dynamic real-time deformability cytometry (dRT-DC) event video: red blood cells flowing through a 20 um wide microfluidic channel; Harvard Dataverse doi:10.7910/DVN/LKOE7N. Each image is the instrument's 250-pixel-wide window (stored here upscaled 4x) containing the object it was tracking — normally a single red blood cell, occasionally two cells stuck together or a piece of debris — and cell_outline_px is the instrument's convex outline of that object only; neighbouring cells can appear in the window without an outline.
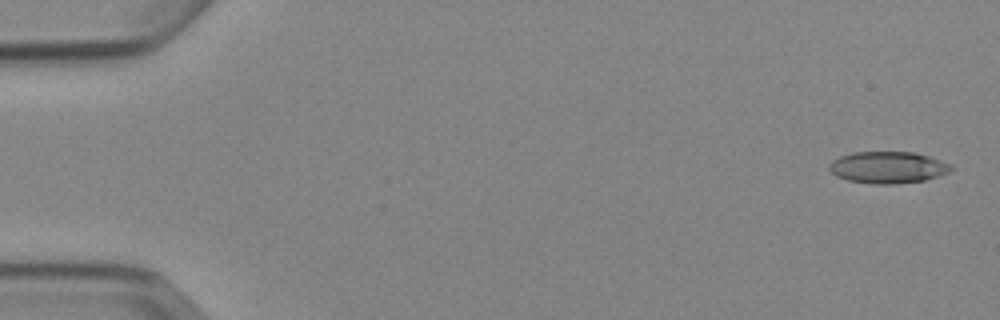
{"species": "Egyptian fruit bat (a non-hibernating species)", "species_latin": "Rousettus aegyptiacus", "temperature_condition": "cold", "stored_images_in_passage": 5, "camera_frame_rate_fps": 3000, "um_per_image_px": 0.085, "animal": {"sex": "female"}, "frame": {"image": 1, "passage_image": 1, "time_ms": 0.0, "image_size_px": [1000, 320], "cell_outline_px": [[956, 168], [948, 172], [924, 180], [892, 184], [872, 184], [848, 180], [836, 176], [828, 168], [828, 164], [832, 160], [840, 156], [852, 152], [912, 152], [928, 156], [952, 164]], "centroid_in_image_um": [75.45, 14.22], "position_along_channel_um": 9.5, "area_um2": 22.54}}
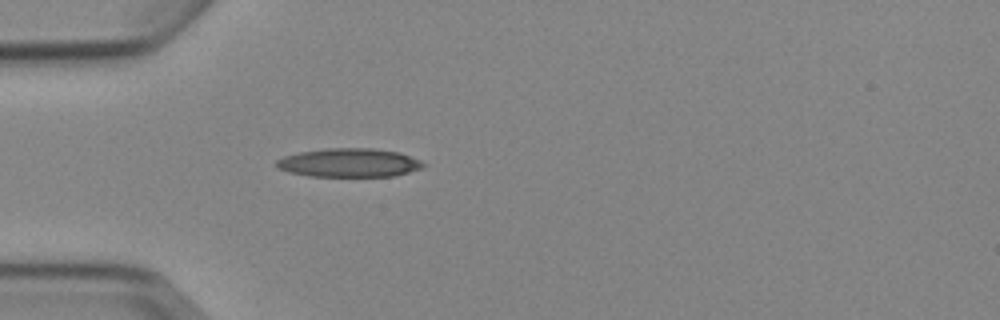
{"frame": {"image": 2, "passage_image": 5, "time_ms": 4.667, "image_size_px": [1000, 320], "cell_outline_px": [[428, 164], [424, 168], [396, 176], [308, 176], [288, 172], [280, 168], [276, 164], [276, 160], [284, 156], [300, 152], [328, 148], [372, 148], [400, 152], [420, 160]], "centroid_in_image_um": [29.74, 13.83], "position_along_channel_um": 55.3, "area_um2": 24.68}}